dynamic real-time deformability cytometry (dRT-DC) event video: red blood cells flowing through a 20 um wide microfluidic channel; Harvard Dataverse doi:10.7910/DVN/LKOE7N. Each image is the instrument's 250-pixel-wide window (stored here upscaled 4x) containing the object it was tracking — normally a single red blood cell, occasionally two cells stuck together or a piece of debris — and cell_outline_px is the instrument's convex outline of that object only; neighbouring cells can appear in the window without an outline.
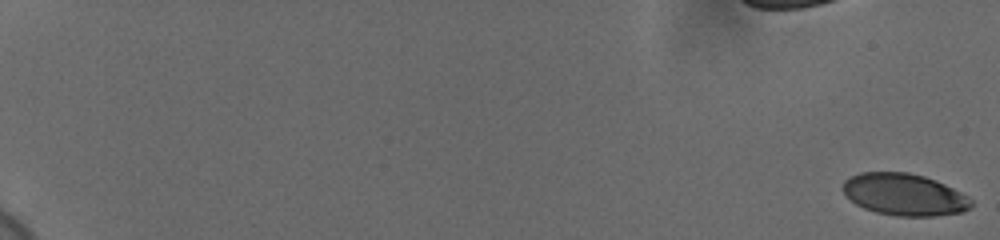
{"species": "human", "species_latin": "Homo sapiens", "temperature_condition": "cold", "stored_images_in_passage": 60, "camera_frame_rate_fps": 3000, "um_per_image_px": 0.085, "donor": {"sex": "female"}, "frame": {"image": 1, "passage_image": 1, "time_ms": 0.0, "image_size_px": [1000, 240], "cell_outline_px": [[972, 204], [968, 208], [960, 212], [936, 216], [896, 216], [876, 212], [864, 208], [856, 204], [844, 192], [844, 180], [860, 172], [908, 172], [924, 176], [936, 180], [968, 196], [972, 200]], "centroid_in_image_um": [76.87, 16.53], "position_along_channel_um": 8.1, "area_um2": 31.1}}
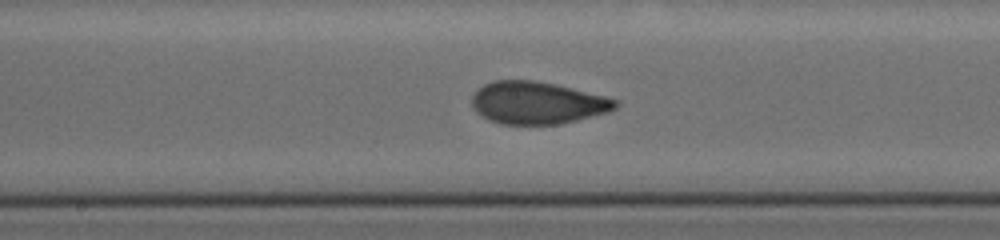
{"frame": {"image": 2, "passage_image": 36, "time_ms": 11.667, "image_size_px": [1000, 240], "cell_outline_px": [[620, 104], [616, 108], [608, 112], [560, 124], [500, 124], [476, 112], [472, 108], [472, 96], [484, 84], [496, 80], [536, 80], [604, 96], [620, 100]], "centroid_in_image_um": [45.68, 8.74], "position_along_channel_um": 202.5, "area_um2": 35.14}}
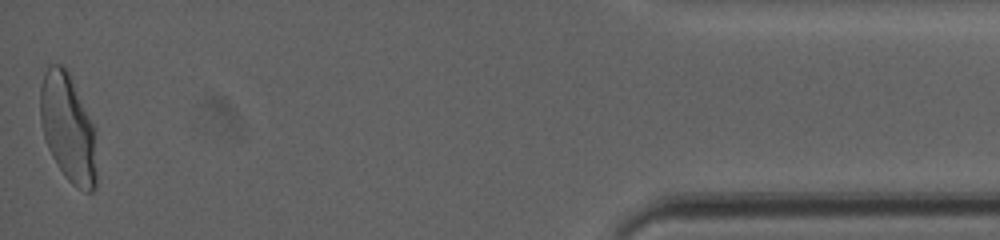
{"frame": {"image": 3, "passage_image": 60, "time_ms": 19.667, "image_size_px": [1000, 240], "cell_outline_px": [[96, 188], [92, 192], [84, 192], [72, 184], [64, 176], [52, 156], [48, 148], [44, 136], [40, 120], [40, 84], [44, 72], [48, 64], [64, 64], [68, 72], [92, 124], [96, 176]], "centroid_in_image_um": [5.73, 10.88], "position_along_channel_um": 429.5, "area_um2": 34.97}, "authors_computed_cell_mechanics": {"area_um2": 34.2176, "velocity_mm_per_s": 3.6654, "shape_relaxation_time_tau1_ms": 4.3803, "shape_relaxation_time_tau2_ms": 0.8913, "deformation_change_tau1": 0.156, "deformation_change_tau2": 0.0572}}